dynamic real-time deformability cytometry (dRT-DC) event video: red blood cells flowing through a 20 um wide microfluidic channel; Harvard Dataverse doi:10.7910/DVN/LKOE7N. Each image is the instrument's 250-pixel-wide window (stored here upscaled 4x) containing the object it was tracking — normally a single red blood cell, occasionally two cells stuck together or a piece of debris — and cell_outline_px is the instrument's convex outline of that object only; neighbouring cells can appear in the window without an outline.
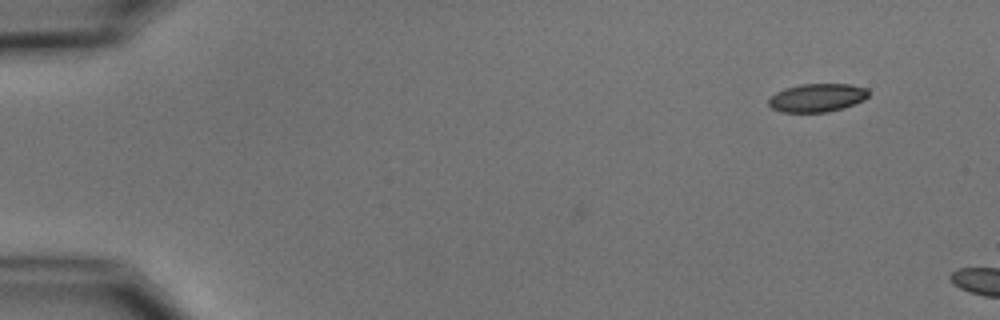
{"species": "common noctule bat (a hibernating species)", "species_latin": "Nyctalus noctula", "temperature_condition": "cold", "stored_images_in_passage": 2, "camera_frame_rate_fps": 3000, "um_per_image_px": 0.085, "animal": {"sex": "male", "body_mass_g": 15.6}, "frame": {"image": 1, "passage_image": 1, "time_ms": 0.0, "image_size_px": [1000, 320], "cell_outline_px": [[868, 96], [864, 100], [844, 108], [828, 112], [780, 112], [772, 108], [768, 104], [768, 100], [776, 92], [784, 88], [800, 84], [852, 84], [868, 88]], "centroid_in_image_um": [69.47, 8.3], "position_along_channel_um": 15.5, "area_um2": 16.65}}